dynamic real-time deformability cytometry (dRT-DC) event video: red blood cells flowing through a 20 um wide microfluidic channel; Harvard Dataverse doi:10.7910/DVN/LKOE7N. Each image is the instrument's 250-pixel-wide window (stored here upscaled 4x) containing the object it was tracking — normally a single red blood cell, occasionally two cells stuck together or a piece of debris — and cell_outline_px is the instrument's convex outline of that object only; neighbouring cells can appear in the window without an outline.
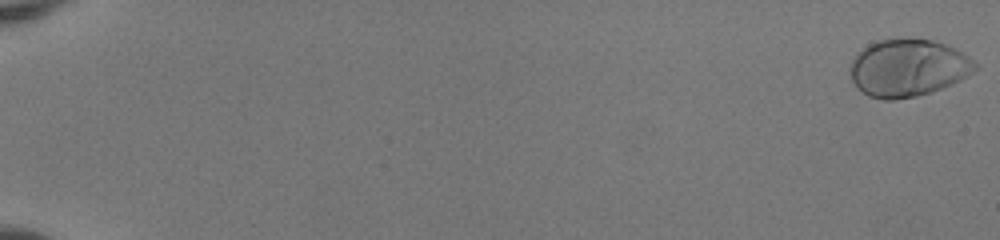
{"species": "human", "species_latin": "Homo sapiens", "temperature_condition": "room temperature", "stored_images_in_passage": 54, "camera_frame_rate_fps": 3000, "um_per_image_px": 0.085, "donor": {"sex": "female"}, "frame": {"image": 1, "passage_image": 1, "time_ms": 0.0, "image_size_px": [1000, 240], "cell_outline_px": [[980, 68], [960, 80], [940, 88], [916, 96], [896, 100], [884, 100], [868, 96], [856, 88], [852, 80], [848, 68], [856, 52], [868, 44], [880, 40], [932, 40], [948, 44], [956, 48], [968, 56]], "centroid_in_image_um": [77.15, 5.78], "position_along_channel_um": 7.9, "area_um2": 41.79}}
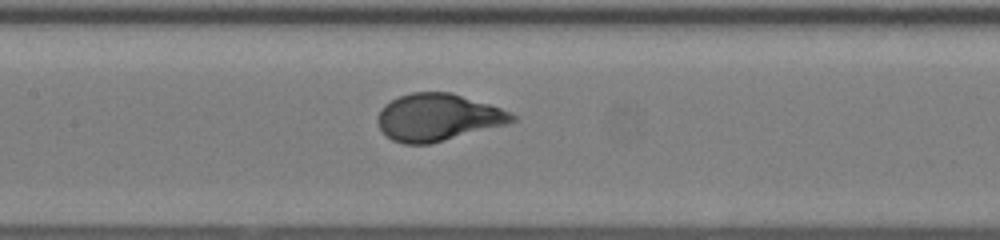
{"frame": {"image": 2, "passage_image": 29, "time_ms": 9.333, "image_size_px": [1000, 240], "cell_outline_px": [[516, 120], [508, 124], [428, 144], [404, 144], [392, 140], [380, 128], [376, 120], [376, 116], [380, 108], [384, 104], [400, 96], [412, 92], [448, 92], [488, 104], [500, 108], [516, 116]], "centroid_in_image_um": [37.18, 9.98], "position_along_channel_um": 170.2, "area_um2": 36.59}}
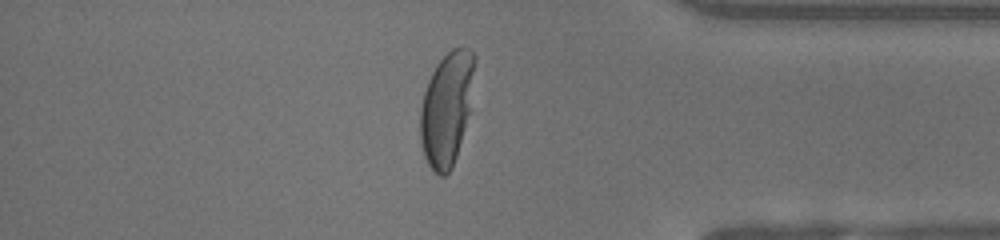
{"frame": {"image": 3, "passage_image": 47, "time_ms": 15.333, "image_size_px": [1000, 240], "cell_outline_px": [[476, 60], [468, 112], [456, 156], [452, 168], [444, 176], [440, 176], [428, 164], [424, 156], [420, 140], [420, 108], [424, 92], [428, 80], [436, 64], [452, 48], [468, 48], [476, 56]], "centroid_in_image_um": [37.94, 9.21], "position_along_channel_um": 397.3, "area_um2": 35.37}, "authors_computed_cell_mechanics": {"area_um2": 37.281, "velocity_mm_per_s": 4.0259, "shape_relaxation_time_tau1_ms": 2.6508, "shape_relaxation_time_tau2_ms": null, "deformation_change_tau1": 0.2158, "deformation_change_tau2": null}}